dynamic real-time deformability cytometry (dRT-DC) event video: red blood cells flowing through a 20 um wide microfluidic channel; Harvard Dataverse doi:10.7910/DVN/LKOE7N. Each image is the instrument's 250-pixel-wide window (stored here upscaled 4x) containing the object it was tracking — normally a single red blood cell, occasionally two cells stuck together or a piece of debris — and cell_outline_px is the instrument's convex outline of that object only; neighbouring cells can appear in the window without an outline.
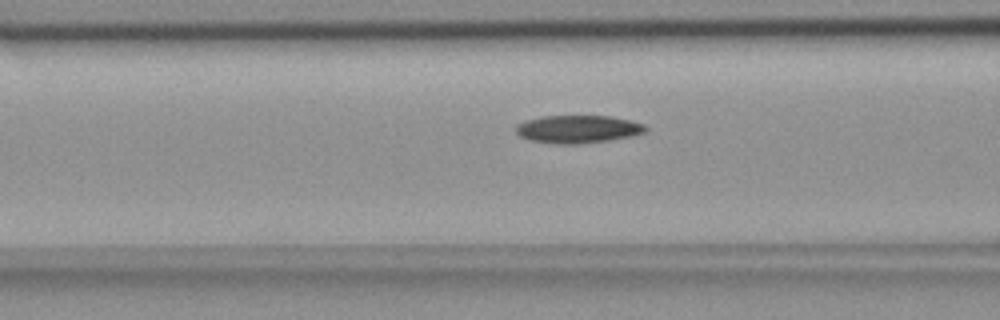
{"species": "common noctule bat (a hibernating species)", "species_latin": "Nyctalus noctula", "temperature_condition": "room temperature", "stored_images_in_passage": 43, "camera_frame_rate_fps": 3000, "um_per_image_px": 0.085, "animal": {"sex": "female", "body_mass_g": 18.4}, "frame": {"image": 1, "passage_image": 19, "time_ms": 6.0, "image_size_px": [1000, 320], "cell_outline_px": [[648, 128], [644, 132], [632, 136], [608, 140], [580, 144], [560, 144], [532, 140], [520, 136], [516, 132], [516, 124], [524, 120], [544, 116], [612, 116], [632, 120], [644, 124]], "centroid_in_image_um": [49.14, 10.97], "position_along_channel_um": 117.5, "area_um2": 21.04}}
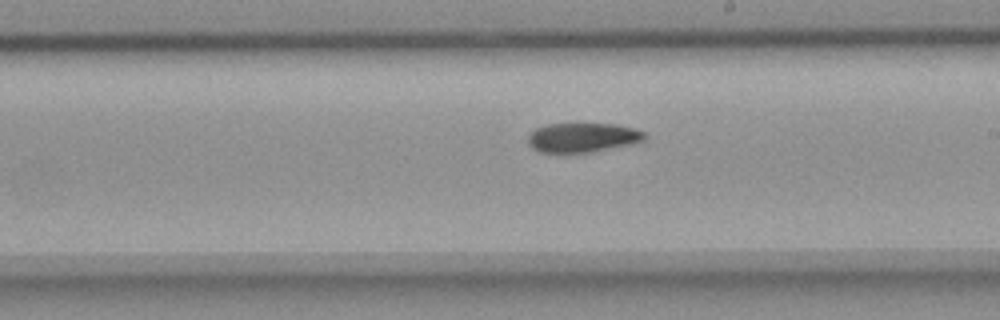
{"frame": {"image": 2, "passage_image": 29, "time_ms": 9.333, "image_size_px": [1000, 320], "cell_outline_px": [[644, 140], [632, 144], [592, 152], [540, 152], [532, 148], [528, 144], [528, 136], [536, 128], [548, 124], [580, 120], [616, 124], [632, 128], [644, 132]], "centroid_in_image_um": [49.5, 11.63], "position_along_channel_um": 239.5, "area_um2": 20.75}}
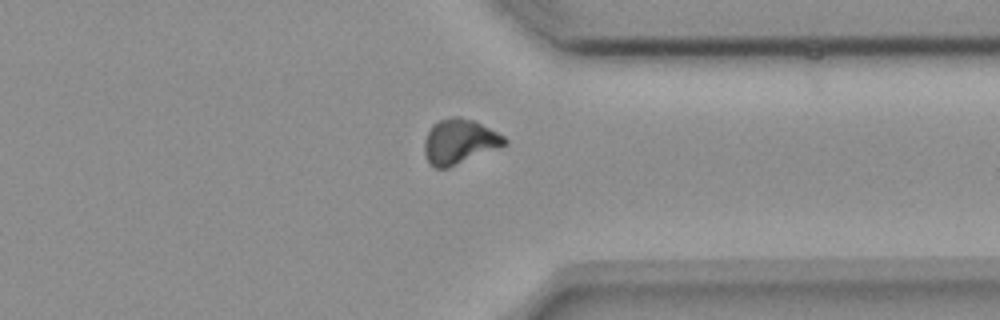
{"frame": {"image": 3, "passage_image": 40, "time_ms": 13.0, "image_size_px": [1000, 320], "cell_outline_px": [[508, 144], [448, 168], [436, 168], [428, 164], [424, 152], [424, 140], [432, 124], [440, 120], [452, 116], [460, 116], [472, 120], [504, 136], [508, 140]], "centroid_in_image_um": [39.02, 12.04], "position_along_channel_um": 372.4, "area_um2": 20.92}}